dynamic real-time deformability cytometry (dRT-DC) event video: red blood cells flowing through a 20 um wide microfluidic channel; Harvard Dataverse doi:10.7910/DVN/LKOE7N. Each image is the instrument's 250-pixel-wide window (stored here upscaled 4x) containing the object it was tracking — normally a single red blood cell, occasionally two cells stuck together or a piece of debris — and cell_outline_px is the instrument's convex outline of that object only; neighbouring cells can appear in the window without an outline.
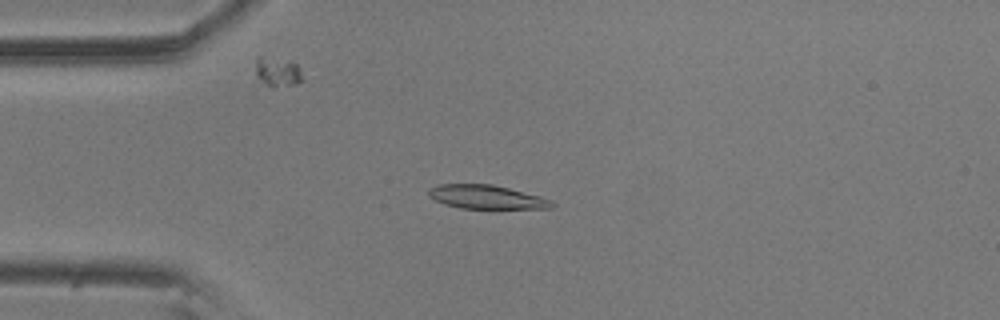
{"species": "common noctule bat (a hibernating species)", "species_latin": "Nyctalus noctula", "temperature_condition": "room temperature", "stored_images_in_passage": 57, "camera_frame_rate_fps": 3000, "um_per_image_px": 0.085, "animal": {"sex": "male", "body_mass_g": 20.5, "forearm_length_mm": 52.5}, "frame": {"image": 1, "passage_image": 14, "time_ms": 4.333, "image_size_px": [1000, 320], "cell_outline_px": [[556, 204], [552, 208], [460, 208], [444, 204], [428, 196], [428, 192], [436, 184], [492, 184], [540, 196], [552, 200]], "centroid_in_image_um": [41.36, 16.74], "position_along_channel_um": 43.6, "area_um2": 16.94}}
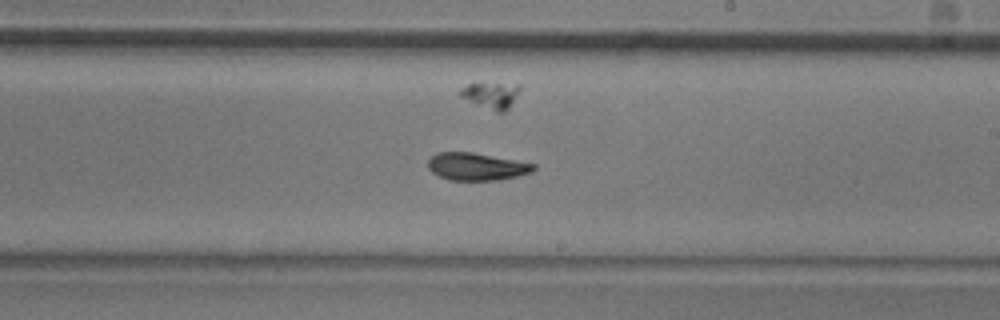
{"frame": {"image": 2, "passage_image": 33, "time_ms": 10.667, "image_size_px": [1000, 320], "cell_outline_px": [[536, 168], [532, 172], [500, 180], [448, 180], [432, 172], [428, 168], [428, 160], [436, 152], [472, 152], [536, 164]], "centroid_in_image_um": [40.49, 14.16], "position_along_channel_um": 248.5, "area_um2": 16.88}}
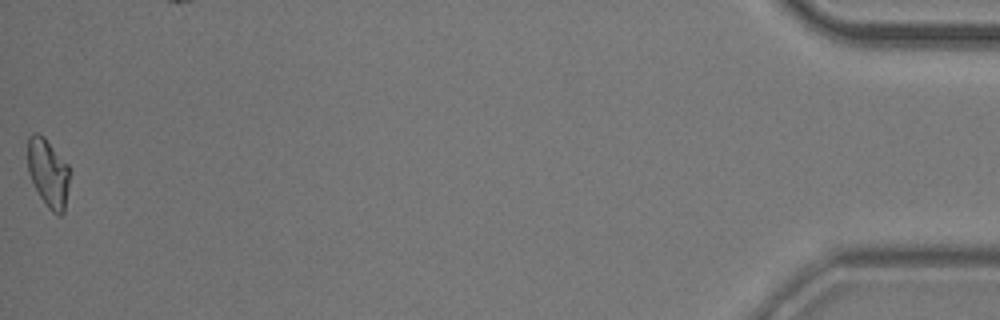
{"frame": {"image": 3, "passage_image": 57, "time_ms": 18.667, "image_size_px": [1000, 320], "cell_outline_px": [[68, 184], [64, 212], [60, 216], [56, 216], [48, 208], [40, 196], [28, 172], [28, 136], [32, 132], [36, 132], [44, 136], [68, 164]], "centroid_in_image_um": [4.08, 14.68], "position_along_channel_um": 431.1, "area_um2": 16.59}, "authors_computed_cell_mechanics": {"area_um2": 17.1088, "velocity_mm_per_s": 3.5151, "shape_relaxation_time_tau1_ms": 11.2613, "shape_relaxation_time_tau2_ms": 4.6463, "deformation_change_tau1": 0.2421, "deformation_change_tau2": 0.1087}}